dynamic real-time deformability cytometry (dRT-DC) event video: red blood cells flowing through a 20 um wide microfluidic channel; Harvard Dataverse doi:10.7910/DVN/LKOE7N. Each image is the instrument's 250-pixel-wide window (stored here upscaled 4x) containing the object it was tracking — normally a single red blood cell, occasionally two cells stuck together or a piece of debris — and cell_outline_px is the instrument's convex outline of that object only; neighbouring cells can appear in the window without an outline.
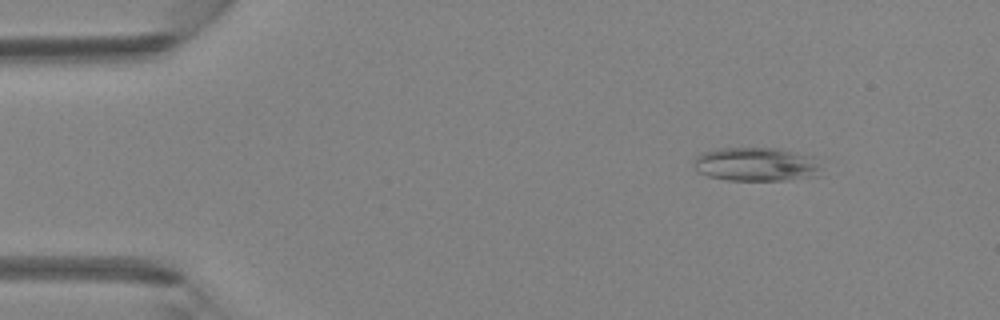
{"species": "Egyptian fruit bat (a non-hibernating species)", "species_latin": "Rousettus aegyptiacus", "temperature_condition": "room temperature", "stored_images_in_passage": 46, "camera_frame_rate_fps": 3000, "um_per_image_px": 0.085, "animal": {"sex": "female"}, "frame": {"image": 1, "passage_image": 6, "time_ms": 1.667, "image_size_px": [1000, 320], "cell_outline_px": [[820, 168], [816, 176], [784, 180], [728, 180], [708, 176], [700, 172], [692, 164], [696, 156], [704, 152], [720, 148], [776, 148], [812, 156]], "centroid_in_image_um": [64.23, 13.96], "position_along_channel_um": 20.8, "area_um2": 24.8}}
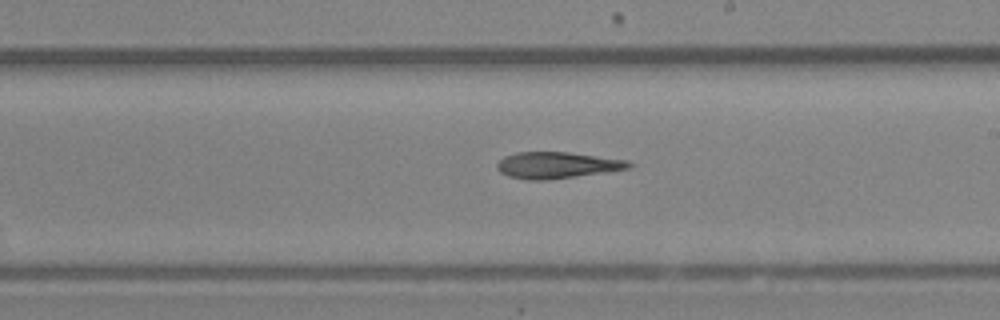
{"frame": {"image": 2, "passage_image": 27, "time_ms": 8.667, "image_size_px": [1000, 320], "cell_outline_px": [[636, 164], [628, 168], [608, 172], [544, 180], [528, 180], [508, 176], [500, 172], [496, 168], [496, 164], [504, 156], [516, 152], [568, 152], [628, 160]], "centroid_in_image_um": [47.35, 14.03], "position_along_channel_um": 241.7, "area_um2": 20.35}}
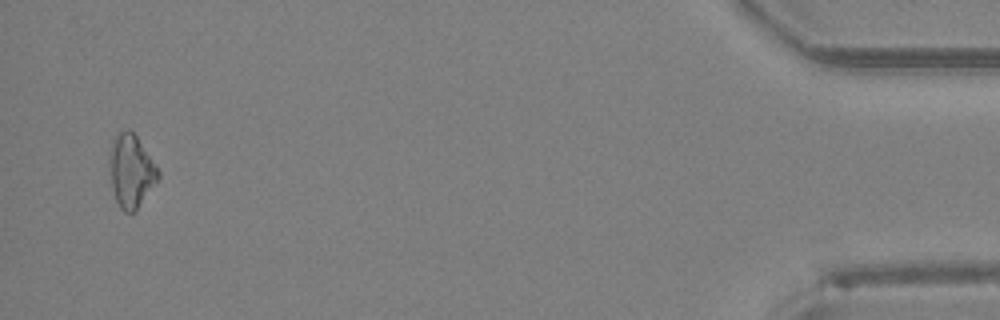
{"frame": {"image": 3, "passage_image": 45, "time_ms": 14.667, "image_size_px": [1000, 320], "cell_outline_px": [[160, 176], [156, 184], [136, 208], [132, 212], [124, 212], [120, 208], [116, 200], [112, 188], [108, 152], [112, 140], [120, 132], [128, 128], [136, 136], [156, 164], [160, 172]], "centroid_in_image_um": [11.14, 14.51], "position_along_channel_um": 424.1, "area_um2": 20.58}}